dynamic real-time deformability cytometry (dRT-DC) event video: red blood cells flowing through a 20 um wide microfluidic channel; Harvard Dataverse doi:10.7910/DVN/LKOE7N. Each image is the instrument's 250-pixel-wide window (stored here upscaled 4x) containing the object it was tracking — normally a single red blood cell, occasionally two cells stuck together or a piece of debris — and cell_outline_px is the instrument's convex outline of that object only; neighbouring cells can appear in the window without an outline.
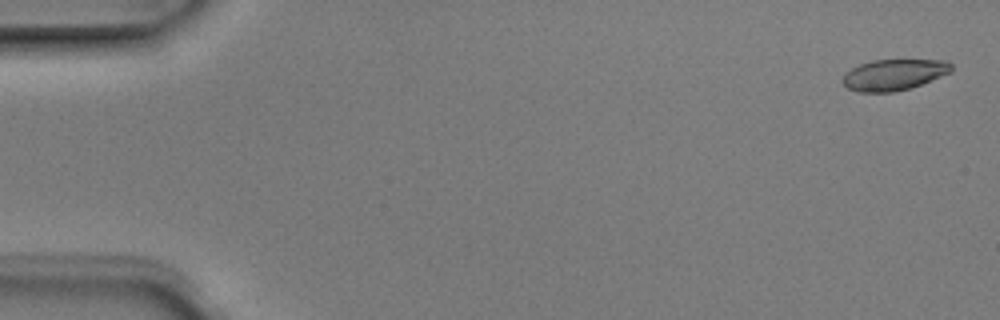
{"species": "Egyptian fruit bat (a non-hibernating species)", "species_latin": "Rousettus aegyptiacus", "temperature_condition": "room temperature", "stored_images_in_passage": 5, "camera_frame_rate_fps": 3000, "um_per_image_px": 0.085, "animal": {"sex": "male"}, "frame": {"image": 1, "passage_image": 1, "time_ms": 0.0, "image_size_px": [1000, 320], "cell_outline_px": [[952, 72], [920, 84], [908, 88], [892, 92], [860, 92], [848, 88], [840, 80], [844, 72], [860, 64], [872, 60], [948, 60], [952, 64]], "centroid_in_image_um": [75.96, 6.34], "position_along_channel_um": 9.0, "area_um2": 19.65}}
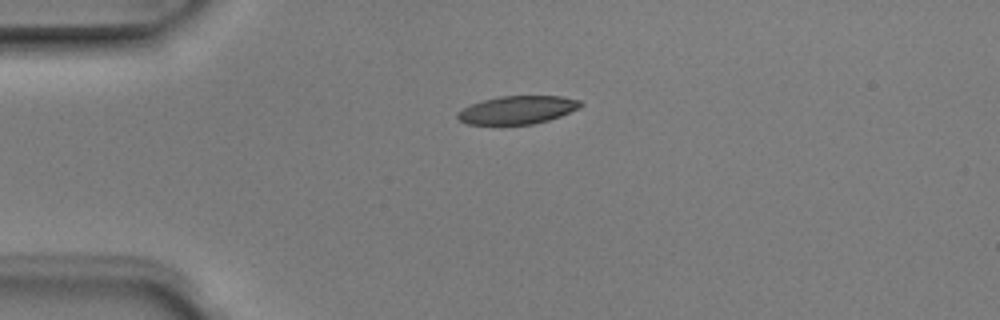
{"frame": {"image": 2, "passage_image": 4, "time_ms": 1.0, "image_size_px": [1000, 320], "cell_outline_px": [[584, 104], [580, 108], [560, 116], [548, 120], [532, 124], [468, 124], [460, 120], [456, 116], [456, 112], [472, 104], [484, 100], [500, 96], [560, 96], [580, 100]], "centroid_in_image_um": [44.01, 9.34], "position_along_channel_um": 41.0, "area_um2": 20.0}}